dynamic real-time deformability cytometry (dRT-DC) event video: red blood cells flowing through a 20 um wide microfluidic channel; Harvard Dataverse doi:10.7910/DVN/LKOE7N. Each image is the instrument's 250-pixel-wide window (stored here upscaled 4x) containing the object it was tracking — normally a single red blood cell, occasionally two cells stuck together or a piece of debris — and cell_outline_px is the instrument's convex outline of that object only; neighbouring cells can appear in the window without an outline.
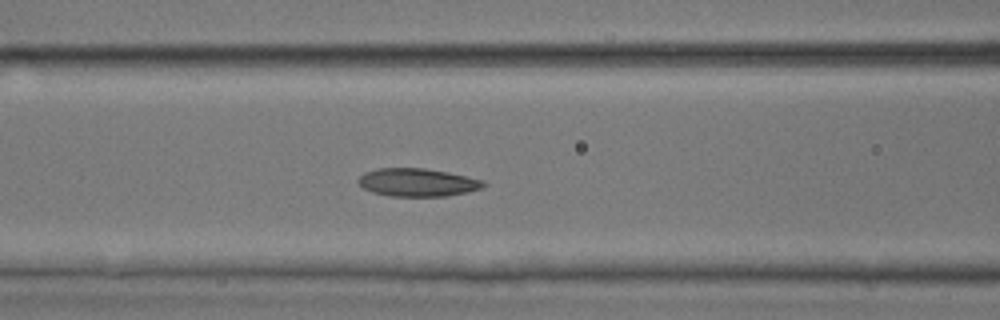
{"species": "common noctule bat (a hibernating species)", "species_latin": "Nyctalus noctula", "temperature_condition": "room temperature", "stored_images_in_passage": 43, "camera_frame_rate_fps": 3000, "um_per_image_px": 0.085, "animal": {"sex": "male", "body_mass_g": 17.9, "forearm_length_mm": 54.2}, "frame": {"image": 1, "passage_image": 17, "time_ms": 5.333, "image_size_px": [1000, 320], "cell_outline_px": [[488, 184], [480, 188], [468, 192], [444, 196], [392, 196], [372, 192], [364, 188], [356, 180], [364, 172], [376, 168], [424, 168], [448, 172], [484, 180]], "centroid_in_image_um": [35.48, 15.49], "position_along_channel_um": 131.1, "area_um2": 20.46}}
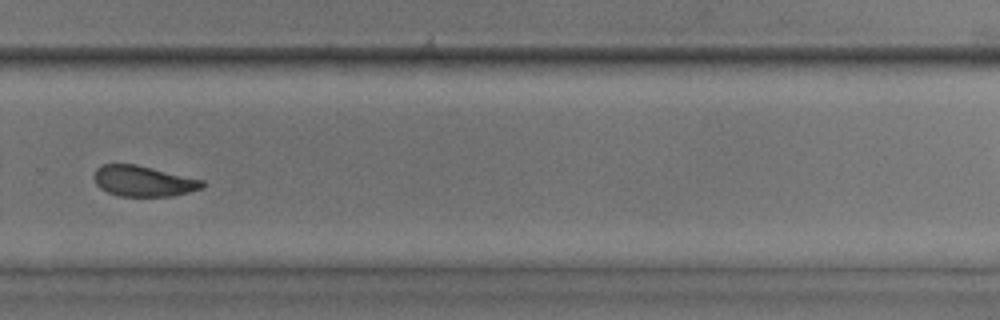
{"frame": {"image": 2, "passage_image": 29, "time_ms": 9.333, "image_size_px": [1000, 320], "cell_outline_px": [[204, 184], [200, 188], [188, 192], [172, 196], [120, 196], [108, 192], [100, 188], [96, 184], [92, 176], [96, 168], [100, 164], [136, 164], [204, 180]], "centroid_in_image_um": [12.13, 15.38], "position_along_channel_um": 317.7, "area_um2": 19.36}}
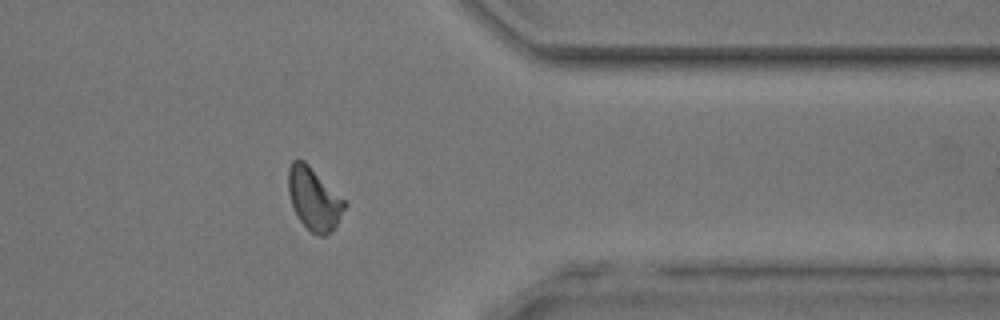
{"frame": {"image": 3, "passage_image": 34, "time_ms": 11.0, "image_size_px": [1000, 320], "cell_outline_px": [[348, 204], [332, 232], [324, 236], [320, 236], [312, 232], [300, 220], [292, 208], [288, 192], [288, 168], [292, 160], [304, 160]], "centroid_in_image_um": [26.67, 16.91], "position_along_channel_um": 384.7, "area_um2": 20.35}}